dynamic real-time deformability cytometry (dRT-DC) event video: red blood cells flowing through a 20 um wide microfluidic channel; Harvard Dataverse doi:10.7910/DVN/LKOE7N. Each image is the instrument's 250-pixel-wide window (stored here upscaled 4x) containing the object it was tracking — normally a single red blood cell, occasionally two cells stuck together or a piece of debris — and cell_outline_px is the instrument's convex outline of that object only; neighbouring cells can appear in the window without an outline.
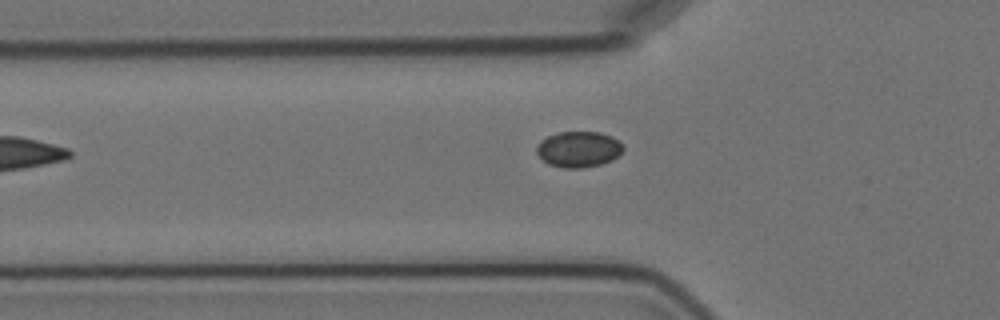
{"species": "Egyptian fruit bat (a non-hibernating species)", "species_latin": "Rousettus aegyptiacus", "temperature_condition": "cold", "stored_images_in_passage": 5, "camera_frame_rate_fps": 3000, "um_per_image_px": 0.085, "animal": {"sex": "female"}, "frame": {"image": 1, "passage_image": 5, "time_ms": 6.333, "image_size_px": [1000, 320], "cell_outline_px": [[624, 148], [612, 160], [600, 164], [580, 168], [564, 168], [548, 164], [536, 152], [536, 144], [540, 140], [548, 136], [560, 132], [600, 132], [612, 136], [620, 140], [624, 144]], "centroid_in_image_um": [49.18, 12.67], "position_along_channel_um": 76.6, "area_um2": 18.15}}